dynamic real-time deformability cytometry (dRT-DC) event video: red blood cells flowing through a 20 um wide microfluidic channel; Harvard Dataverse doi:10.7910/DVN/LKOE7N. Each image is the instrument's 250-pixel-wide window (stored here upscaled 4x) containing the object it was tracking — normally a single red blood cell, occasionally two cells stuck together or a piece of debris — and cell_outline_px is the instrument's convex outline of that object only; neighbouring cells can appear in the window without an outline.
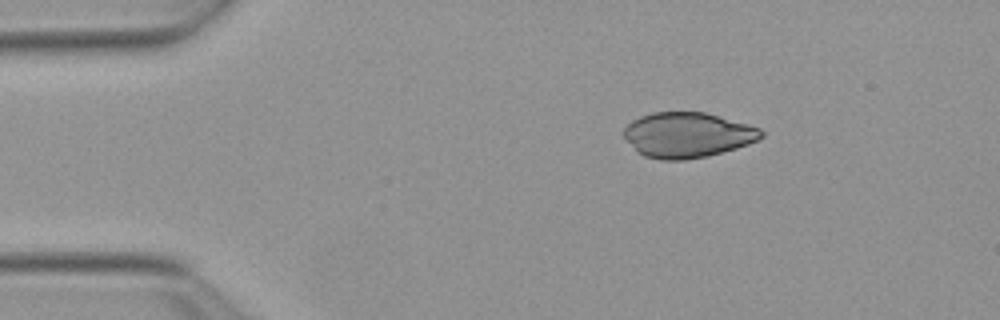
{"species": "Egyptian fruit bat (a non-hibernating species)", "species_latin": "Rousettus aegyptiacus", "temperature_condition": "warm", "stored_images_in_passage": 44, "camera_frame_rate_fps": 3000, "um_per_image_px": 0.085, "animal": {"sex": "female"}, "frame": {"image": 1, "passage_image": 1, "time_ms": 0.0, "image_size_px": [1000, 320], "cell_outline_px": [[764, 136], [748, 144], [736, 148], [708, 156], [684, 160], [660, 160], [644, 156], [636, 152], [624, 136], [624, 128], [632, 120], [640, 116], [652, 112], [704, 112], [748, 124], [760, 128], [764, 132]], "centroid_in_image_um": [58.42, 11.48], "position_along_channel_um": 26.6, "area_um2": 36.24}}